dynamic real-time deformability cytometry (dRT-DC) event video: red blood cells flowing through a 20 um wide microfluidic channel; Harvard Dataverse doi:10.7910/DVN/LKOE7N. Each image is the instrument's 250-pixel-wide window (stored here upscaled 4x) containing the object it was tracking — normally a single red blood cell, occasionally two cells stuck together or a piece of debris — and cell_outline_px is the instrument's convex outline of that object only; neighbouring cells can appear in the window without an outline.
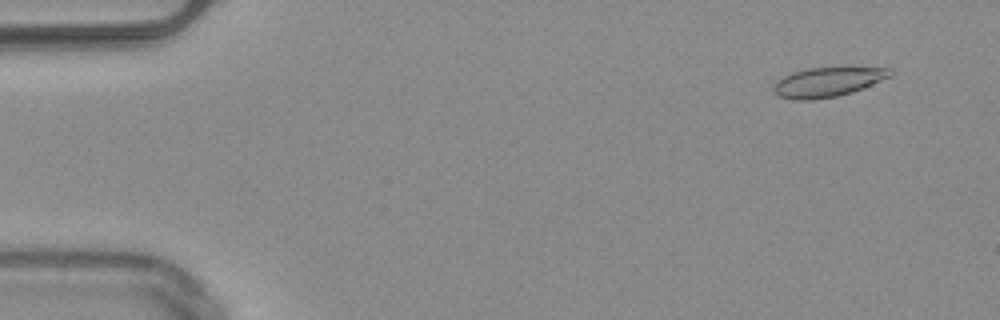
{"species": "common noctule bat (a hibernating species)", "species_latin": "Nyctalus noctula", "temperature_condition": "warm", "stored_images_in_passage": 51, "camera_frame_rate_fps": 3000, "um_per_image_px": 0.085, "animal": {"sex": "male", "body_mass_g": 20.4}, "frame": {"image": 1, "passage_image": 4, "time_ms": 1.0, "image_size_px": [1000, 320], "cell_outline_px": [[892, 76], [852, 92], [836, 96], [812, 100], [796, 100], [780, 96], [772, 88], [776, 80], [792, 72], [808, 68], [844, 64], [892, 68]], "centroid_in_image_um": [70.43, 6.9], "position_along_channel_um": 14.6, "area_um2": 20.98}}
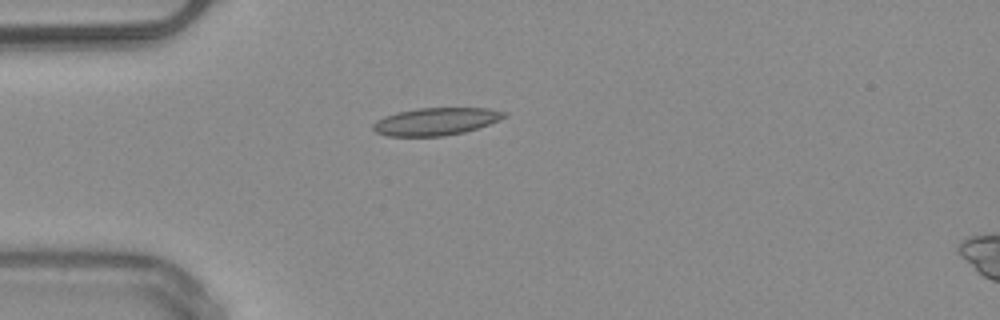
{"frame": {"image": 2, "passage_image": 14, "time_ms": 4.333, "image_size_px": [1000, 320], "cell_outline_px": [[508, 116], [488, 124], [464, 132], [444, 136], [388, 136], [376, 132], [372, 128], [372, 124], [376, 120], [384, 116], [396, 112], [420, 108], [488, 108], [508, 112]], "centroid_in_image_um": [37.04, 10.32], "position_along_channel_um": 48.0, "area_um2": 21.04}}
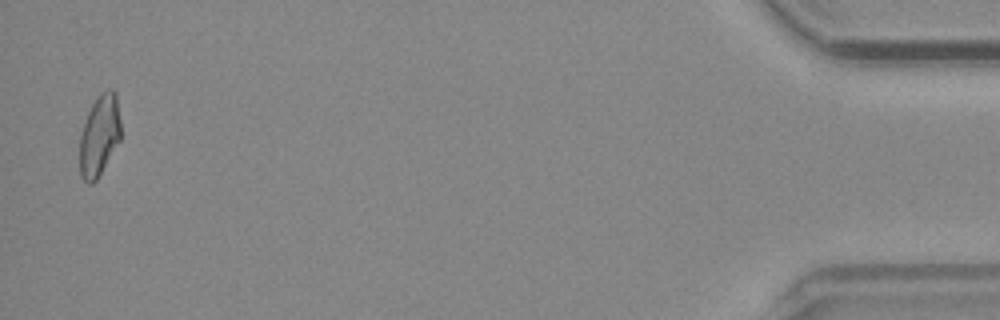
{"frame": {"image": 3, "passage_image": 50, "time_ms": 16.333, "image_size_px": [1000, 320], "cell_outline_px": [[120, 140], [96, 180], [92, 184], [88, 184], [80, 176], [80, 132], [88, 112], [92, 104], [100, 92], [108, 88], [112, 88], [116, 92], [120, 120]], "centroid_in_image_um": [8.44, 11.48], "position_along_channel_um": 426.8, "area_um2": 19.48}, "authors_computed_cell_mechanics": {"area_um2": 20.1722, "velocity_mm_per_s": 4.0218, "shape_relaxation_time_tau1_ms": null, "shape_relaxation_time_tau2_ms": 2.7834, "deformation_change_tau1": null, "deformation_change_tau2": 0.1317}}